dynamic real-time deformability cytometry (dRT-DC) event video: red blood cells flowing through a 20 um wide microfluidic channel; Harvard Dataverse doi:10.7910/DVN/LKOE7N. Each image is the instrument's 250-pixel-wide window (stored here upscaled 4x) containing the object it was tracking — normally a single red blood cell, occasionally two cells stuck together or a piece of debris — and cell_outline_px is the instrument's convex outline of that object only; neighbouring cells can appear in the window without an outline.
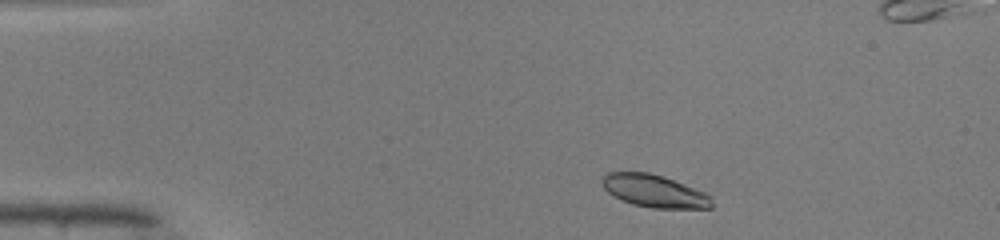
{"species": "common noctule bat (a hibernating species)", "species_latin": "Nyctalus noctula", "temperature_condition": "warm", "stored_images_in_passage": 45, "camera_frame_rate_fps": 3000, "um_per_image_px": 0.085, "animal": {"sex": "male", "body_mass_g": 19.0, "forearm_length_mm": 50.8}, "frame": {"image": 1, "passage_image": 3, "time_ms": 0.667, "image_size_px": [1000, 240], "cell_outline_px": [[712, 208], [652, 208], [632, 204], [608, 192], [604, 188], [600, 180], [600, 176], [608, 172], [648, 172], [664, 176], [704, 192], [712, 196]], "centroid_in_image_um": [55.6, 16.22], "position_along_channel_um": 29.4, "area_um2": 20.81}}
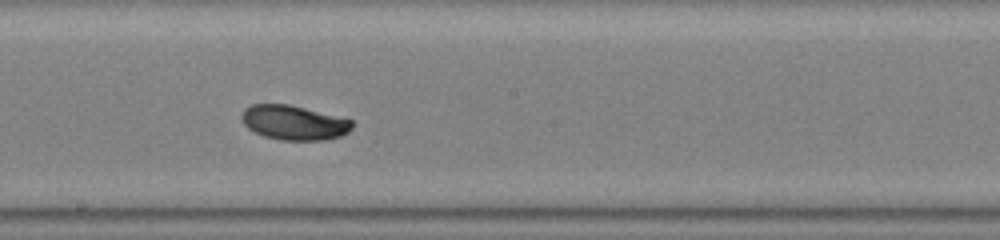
{"frame": {"image": 2, "passage_image": 22, "time_ms": 7.0, "image_size_px": [1000, 240], "cell_outline_px": [[352, 128], [348, 132], [340, 136], [324, 140], [280, 140], [264, 136], [248, 128], [244, 124], [244, 108], [252, 104], [288, 104], [352, 120]], "centroid_in_image_um": [24.99, 10.43], "position_along_channel_um": 223.2, "area_um2": 21.85}}
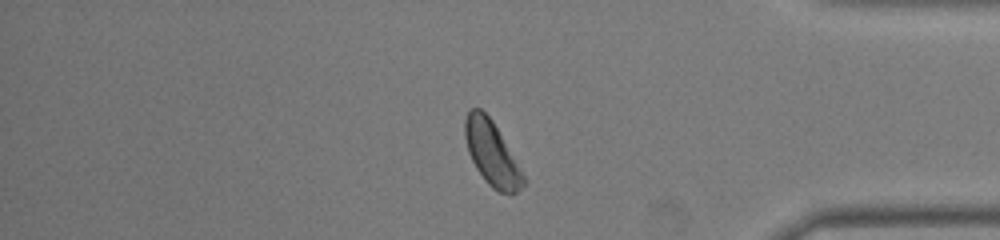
{"frame": {"image": 3, "passage_image": 36, "time_ms": 11.667, "image_size_px": [1000, 240], "cell_outline_px": [[528, 180], [516, 192], [500, 192], [492, 188], [488, 184], [476, 168], [468, 152], [464, 136], [464, 120], [468, 112], [472, 108], [480, 108], [492, 120]], "centroid_in_image_um": [41.8, 13.03], "position_along_channel_um": 393.4, "area_um2": 21.68}, "authors_computed_cell_mechanics": {"area_um2": 21.8484, "velocity_mm_per_s": 4.0977, "shape_relaxation_time_tau1_ms": 2.1056, "shape_relaxation_time_tau2_ms": null, "deformation_change_tau1": 0.126, "deformation_change_tau2": null}}